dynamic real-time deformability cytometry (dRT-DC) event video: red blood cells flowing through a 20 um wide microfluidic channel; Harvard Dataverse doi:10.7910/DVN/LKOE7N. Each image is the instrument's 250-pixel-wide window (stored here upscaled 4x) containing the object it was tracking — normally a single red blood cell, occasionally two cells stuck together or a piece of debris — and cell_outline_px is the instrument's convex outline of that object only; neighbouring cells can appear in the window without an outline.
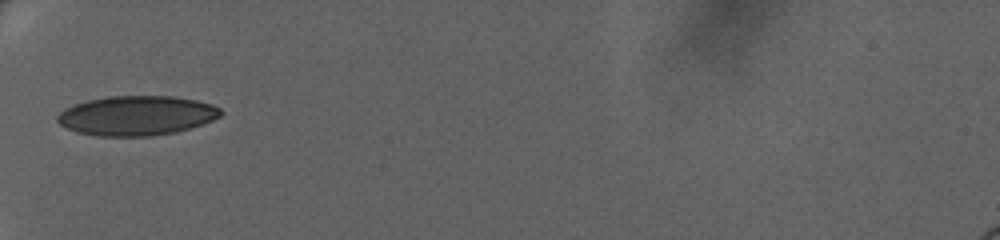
{"species": "human", "species_latin": "Homo sapiens", "temperature_condition": "warm", "stored_images_in_passage": 22, "camera_frame_rate_fps": 3000, "um_per_image_px": 0.085, "donor": {"sex": "female"}, "frame": {"image": 1, "passage_image": 1, "time_ms": 0.0, "image_size_px": [1000, 240], "cell_outline_px": [[220, 116], [212, 120], [176, 132], [152, 136], [96, 136], [76, 132], [60, 124], [56, 120], [56, 116], [64, 108], [88, 100], [108, 96], [172, 96], [196, 100], [212, 104], [220, 108]], "centroid_in_image_um": [11.58, 9.82], "position_along_channel_um": 73.4, "area_um2": 37.57}}
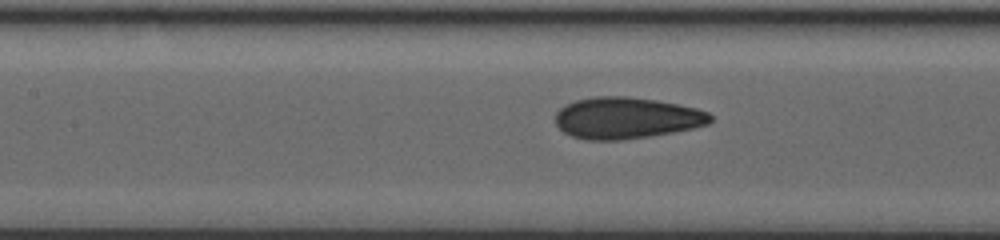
{"frame": {"image": 2, "passage_image": 9, "time_ms": 2.667, "image_size_px": [1000, 240], "cell_outline_px": [[712, 120], [708, 124], [692, 128], [672, 132], [624, 140], [584, 140], [572, 136], [564, 132], [556, 124], [556, 112], [564, 104], [576, 100], [592, 96], [628, 96], [656, 100], [696, 108], [708, 112], [712, 116]], "centroid_in_image_um": [53.21, 10.02], "position_along_channel_um": 154.2, "area_um2": 37.51}}
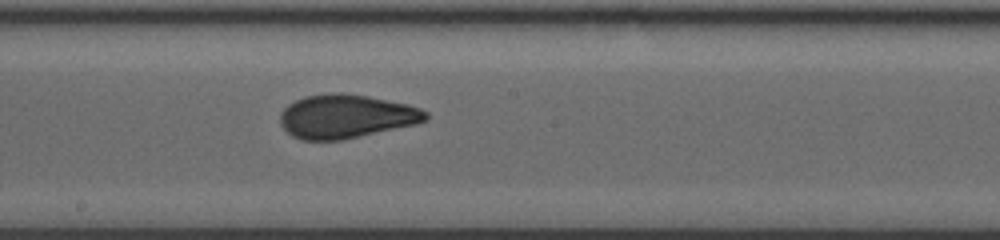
{"frame": {"image": 3, "passage_image": 15, "time_ms": 4.667, "image_size_px": [1000, 240], "cell_outline_px": [[428, 120], [416, 124], [340, 140], [300, 140], [292, 136], [280, 124], [280, 112], [288, 104], [304, 96], [336, 92], [340, 92], [368, 96], [408, 104], [420, 108], [428, 112]], "centroid_in_image_um": [29.41, 9.88], "position_along_channel_um": 218.8, "area_um2": 37.11}}